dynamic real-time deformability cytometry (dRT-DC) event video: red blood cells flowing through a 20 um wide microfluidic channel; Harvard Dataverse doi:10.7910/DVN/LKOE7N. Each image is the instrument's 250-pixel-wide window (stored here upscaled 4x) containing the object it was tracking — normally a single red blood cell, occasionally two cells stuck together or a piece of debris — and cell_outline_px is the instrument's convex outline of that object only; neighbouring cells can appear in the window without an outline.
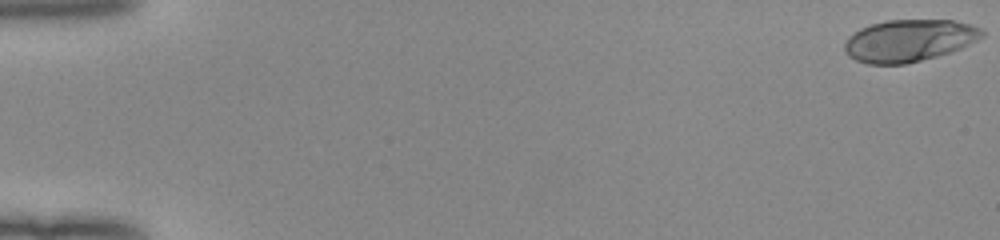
{"species": "human", "species_latin": "Homo sapiens", "temperature_condition": "room temperature", "stored_images_in_passage": 52, "camera_frame_rate_fps": 3000, "um_per_image_px": 0.085, "donor": {"sex": "female"}, "frame": {"image": 1, "passage_image": 1, "time_ms": 0.0, "image_size_px": [1000, 240], "cell_outline_px": [[984, 36], [960, 48], [936, 56], [904, 64], [868, 64], [856, 60], [848, 56], [844, 52], [844, 44], [848, 36], [860, 28], [872, 24], [888, 20], [952, 20], [968, 24], [980, 28], [984, 32]], "centroid_in_image_um": [77.22, 3.44], "position_along_channel_um": 7.8, "area_um2": 33.47}}
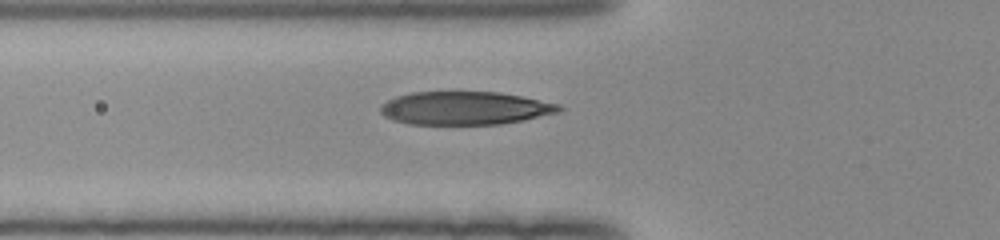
{"frame": {"image": 2, "passage_image": 20, "time_ms": 6.333, "image_size_px": [1000, 240], "cell_outline_px": [[564, 108], [560, 112], [524, 120], [500, 124], [408, 124], [392, 120], [384, 116], [380, 112], [380, 104], [396, 96], [412, 92], [500, 92], [560, 104]], "centroid_in_image_um": [39.51, 9.19], "position_along_channel_um": 86.3, "area_um2": 34.68}}
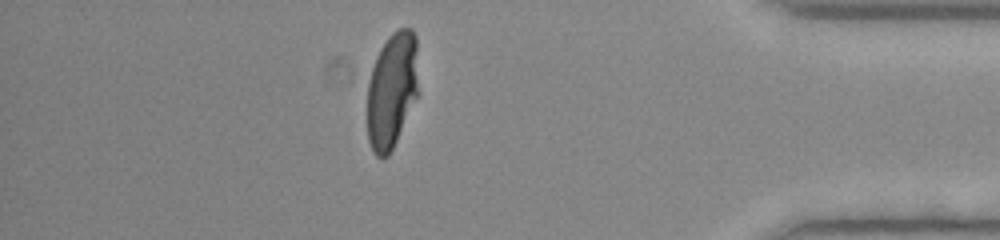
{"frame": {"image": 3, "passage_image": 46, "time_ms": 15.0, "image_size_px": [1000, 240], "cell_outline_px": [[420, 92], [388, 156], [380, 160], [372, 152], [368, 140], [368, 80], [376, 56], [380, 48], [388, 36], [392, 32], [400, 28], [412, 28], [416, 36]], "centroid_in_image_um": [33.34, 7.64], "position_along_channel_um": 401.9, "area_um2": 35.26}, "authors_computed_cell_mechanics": {"area_um2": 35.3736, "velocity_mm_per_s": 4.0205, "shape_relaxation_time_tau1_ms": 3.7581, "shape_relaxation_time_tau2_ms": null, "deformation_change_tau1": 0.2212, "deformation_change_tau2": null}}